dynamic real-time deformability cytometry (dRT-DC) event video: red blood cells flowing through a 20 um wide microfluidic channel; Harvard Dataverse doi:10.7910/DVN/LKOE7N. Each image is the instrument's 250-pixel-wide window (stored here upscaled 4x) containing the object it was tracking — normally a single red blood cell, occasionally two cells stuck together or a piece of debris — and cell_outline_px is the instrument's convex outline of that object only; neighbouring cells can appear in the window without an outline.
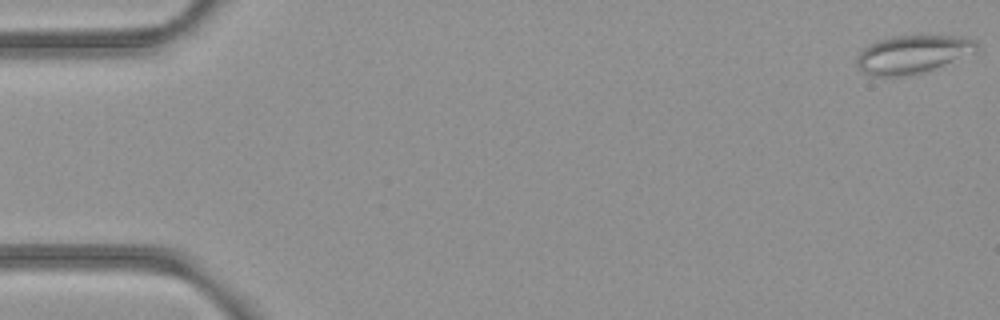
{"species": "common noctule bat (a hibernating species)", "species_latin": "Nyctalus noctula", "temperature_condition": "room temperature", "stored_images_in_passage": 7, "camera_frame_rate_fps": 3000, "um_per_image_px": 0.085, "animal": {"sex": "female", "body_mass_g": 21.9}, "frame": {"image": 1, "passage_image": 1, "time_ms": 0.0, "image_size_px": [1000, 320], "cell_outline_px": [[980, 48], [976, 52], [912, 76], [872, 76], [860, 72], [856, 64], [856, 60], [860, 52], [868, 44], [876, 40], [896, 36], [964, 36], [972, 40]], "centroid_in_image_um": [77.52, 4.62], "position_along_channel_um": 7.5, "area_um2": 26.65}}
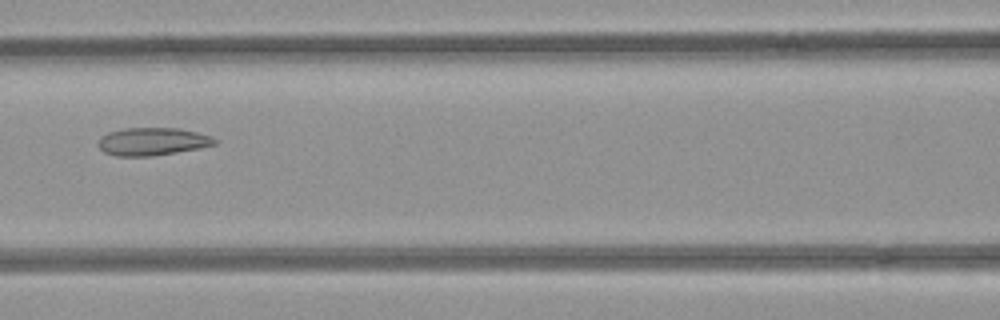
{"frame": {"image": 2, "passage_image": 7, "time_ms": 2.0, "image_size_px": [1000, 320], "cell_outline_px": [[216, 144], [200, 148], [152, 156], [116, 156], [104, 152], [96, 144], [100, 136], [108, 132], [124, 128], [180, 128], [212, 136], [216, 140]], "centroid_in_image_um": [12.92, 12.02], "position_along_channel_um": 153.7, "area_um2": 18.96}}